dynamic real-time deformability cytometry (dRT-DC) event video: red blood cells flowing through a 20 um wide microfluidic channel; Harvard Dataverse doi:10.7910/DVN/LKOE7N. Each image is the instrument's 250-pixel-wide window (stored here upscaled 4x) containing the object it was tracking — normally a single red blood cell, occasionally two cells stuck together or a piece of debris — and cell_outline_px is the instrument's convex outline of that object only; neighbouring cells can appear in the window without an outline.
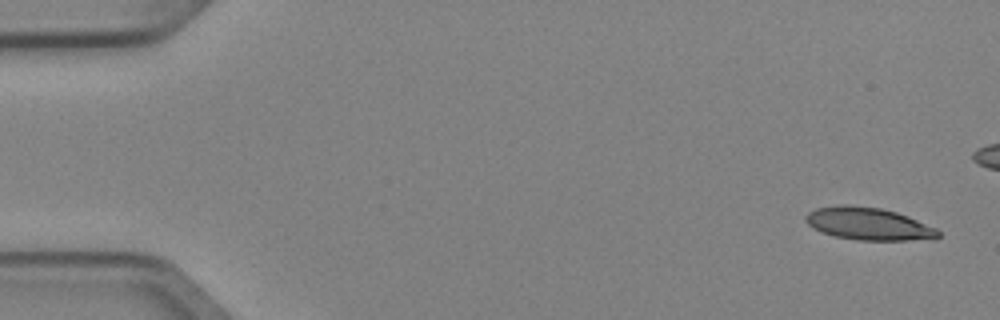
{"species": "Egyptian fruit bat (a non-hibernating species)", "species_latin": "Rousettus aegyptiacus", "temperature_condition": "cold", "stored_images_in_passage": 5, "camera_frame_rate_fps": 3000, "um_per_image_px": 0.085, "animal": {"sex": "female"}, "frame": {"image": 1, "passage_image": 1, "time_ms": 0.0, "image_size_px": [1000, 320], "cell_outline_px": [[940, 236], [936, 240], [856, 240], [836, 236], [812, 228], [804, 220], [804, 216], [808, 212], [816, 208], [844, 204], [848, 204], [880, 208], [896, 212], [908, 216], [936, 228], [940, 232]], "centroid_in_image_um": [73.84, 19.03], "position_along_channel_um": 11.2, "area_um2": 25.26}}